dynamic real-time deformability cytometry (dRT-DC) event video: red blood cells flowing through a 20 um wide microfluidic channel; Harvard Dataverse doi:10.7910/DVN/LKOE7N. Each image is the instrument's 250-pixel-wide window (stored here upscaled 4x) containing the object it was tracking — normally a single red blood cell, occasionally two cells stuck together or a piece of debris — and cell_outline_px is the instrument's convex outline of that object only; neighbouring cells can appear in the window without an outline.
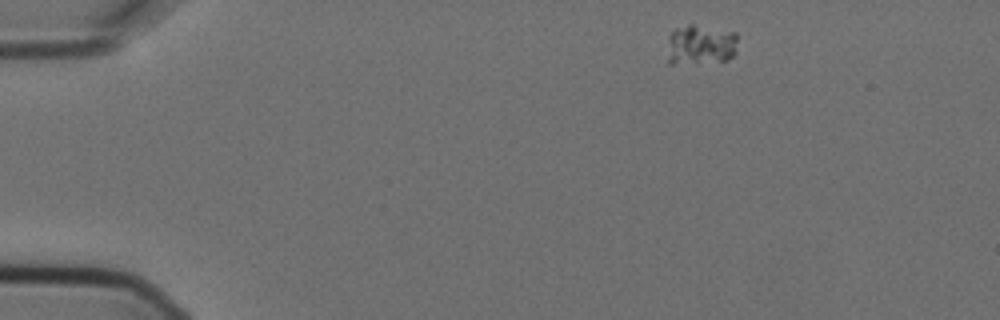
{"species": "Egyptian fruit bat (a non-hibernating species)", "species_latin": "Rousettus aegyptiacus", "temperature_condition": "cold", "stored_images_in_passage": 5, "camera_frame_rate_fps": 3000, "um_per_image_px": 0.085, "animal": {"sex": "female"}, "frame": {"image": 1, "passage_image": 1, "time_ms": 0.0, "image_size_px": [1000, 320], "cell_outline_px": [[736, 52], [728, 60], [672, 64], [668, 64], [668, 36], [676, 28], [688, 24], [692, 24], [736, 32]], "centroid_in_image_um": [59.53, 3.79], "position_along_channel_um": 25.5, "area_um2": 16.47}}
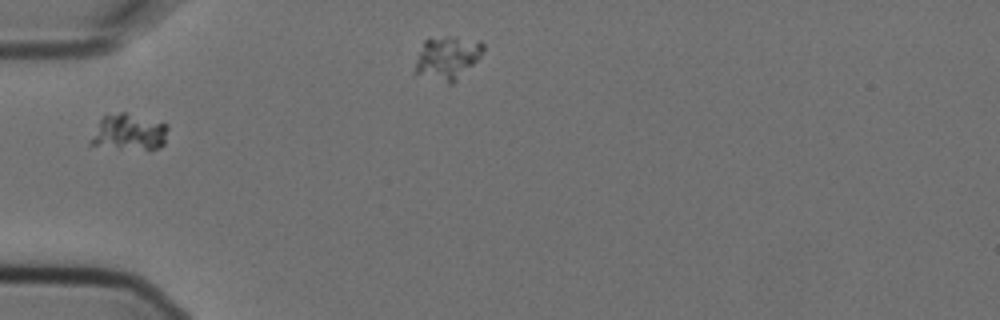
{"frame": {"image": 2, "passage_image": 4, "time_ms": 1.0, "image_size_px": [1000, 320], "cell_outline_px": [[168, 128], [164, 144], [160, 148], [148, 152], [88, 144], [88, 140], [100, 120], [104, 116], [120, 112], [124, 112], [168, 124]], "centroid_in_image_um": [10.99, 11.28], "position_along_channel_um": 74.0, "area_um2": 16.7}}